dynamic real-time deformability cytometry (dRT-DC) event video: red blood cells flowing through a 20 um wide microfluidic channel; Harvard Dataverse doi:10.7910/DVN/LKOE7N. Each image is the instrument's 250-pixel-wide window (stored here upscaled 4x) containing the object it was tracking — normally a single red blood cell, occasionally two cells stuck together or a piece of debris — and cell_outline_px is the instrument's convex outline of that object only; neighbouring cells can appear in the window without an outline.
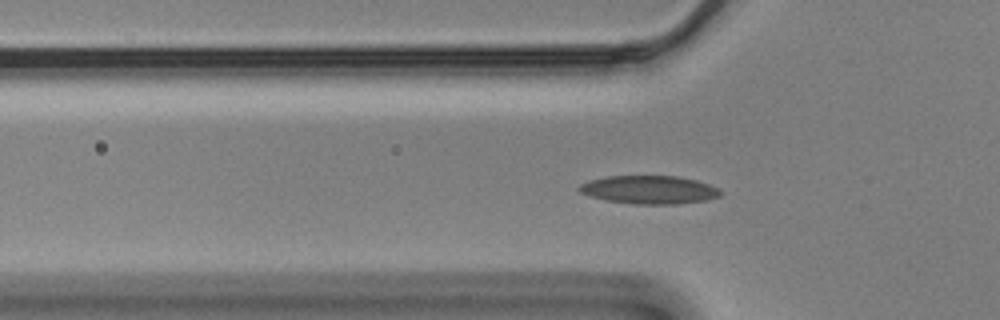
{"species": "Egyptian fruit bat (a non-hibernating species)", "species_latin": "Rousettus aegyptiacus", "temperature_condition": "cold", "stored_images_in_passage": 58, "camera_frame_rate_fps": 3000, "um_per_image_px": 0.085, "animal": {"sex": "male"}, "frame": {"image": 1, "passage_image": 18, "time_ms": 5.667, "image_size_px": [1000, 320], "cell_outline_px": [[720, 196], [708, 200], [676, 204], [632, 204], [608, 200], [592, 196], [580, 192], [576, 188], [580, 184], [588, 180], [608, 176], [676, 176], [696, 180], [720, 188]], "centroid_in_image_um": [55.19, 16.12], "position_along_channel_um": 70.6, "area_um2": 23.24}}
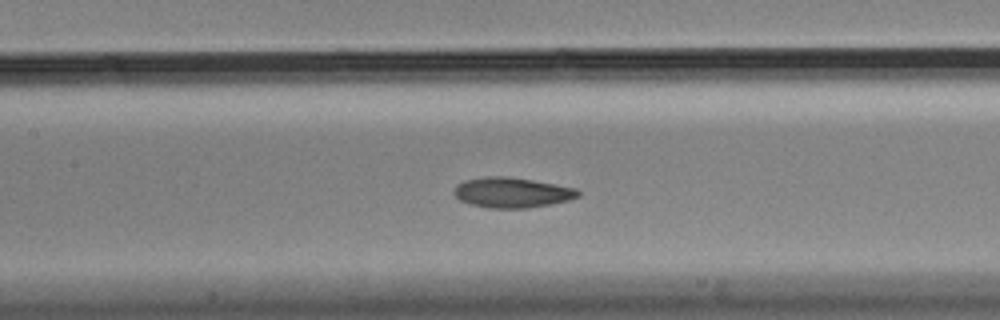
{"frame": {"image": 2, "passage_image": 26, "time_ms": 8.333, "image_size_px": [1000, 320], "cell_outline_px": [[580, 196], [568, 200], [552, 204], [528, 208], [488, 208], [468, 204], [460, 200], [452, 192], [452, 188], [456, 184], [464, 180], [484, 176], [504, 176], [532, 180], [576, 188], [580, 192]], "centroid_in_image_um": [43.47, 16.37], "position_along_channel_um": 163.9, "area_um2": 22.08}}
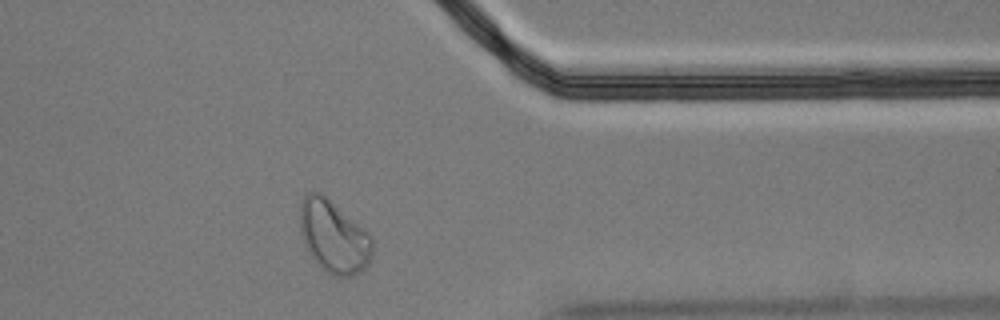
{"frame": {"image": 3, "passage_image": 46, "time_ms": 15.0, "image_size_px": [1000, 320], "cell_outline_px": [[372, 256], [368, 264], [360, 272], [352, 276], [332, 276], [324, 272], [312, 256], [304, 244], [300, 232], [300, 200], [308, 192], [320, 192], [364, 228], [372, 236]], "centroid_in_image_um": [28.36, 20.12], "position_along_channel_um": 383.0, "area_um2": 30.63}, "authors_computed_cell_mechanics": {"area_um2": 22.0796, "velocity_mm_per_s": 3.4578, "shape_relaxation_time_tau1_ms": 4.8128, "shape_relaxation_time_tau2_ms": 5.604, "deformation_change_tau1": 0.1244, "deformation_change_tau2": 0.0848}}